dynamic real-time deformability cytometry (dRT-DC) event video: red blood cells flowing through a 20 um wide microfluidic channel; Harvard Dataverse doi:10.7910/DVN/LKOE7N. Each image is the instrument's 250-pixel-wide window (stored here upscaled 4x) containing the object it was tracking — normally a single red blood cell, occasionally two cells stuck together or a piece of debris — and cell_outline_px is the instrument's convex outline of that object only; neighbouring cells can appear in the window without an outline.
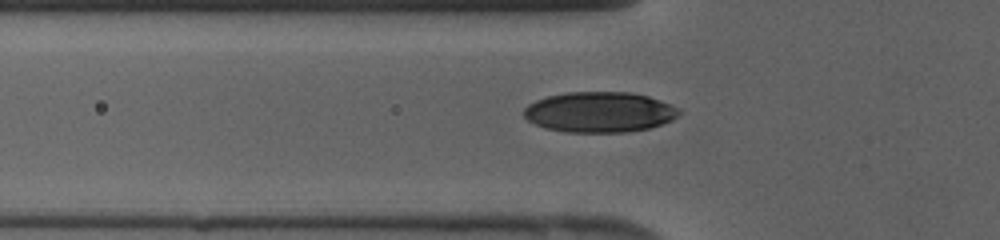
{"species": "human", "species_latin": "Homo sapiens", "temperature_condition": "cold", "stored_images_in_passage": 28, "camera_frame_rate_fps": 3000, "um_per_image_px": 0.085, "donor": {"sex": "female"}, "frame": {"image": 1, "passage_image": 3, "time_ms": 0.667, "image_size_px": [1000, 240], "cell_outline_px": [[680, 112], [672, 120], [648, 128], [624, 132], [564, 132], [544, 128], [528, 120], [524, 116], [524, 108], [528, 104], [536, 100], [548, 96], [568, 92], [632, 92], [648, 96], [672, 104], [680, 108]], "centroid_in_image_um": [50.95, 9.52], "position_along_channel_um": 74.8, "area_um2": 36.59}}
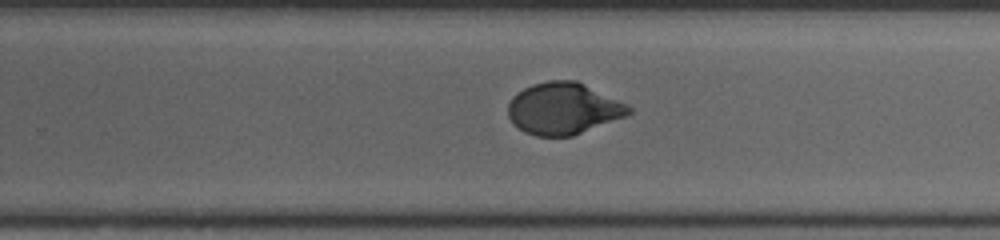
{"frame": {"image": 2, "passage_image": 16, "time_ms": 5.0, "image_size_px": [1000, 240], "cell_outline_px": [[632, 112], [624, 116], [572, 136], [536, 136], [524, 132], [508, 116], [508, 104], [512, 96], [524, 88], [532, 84], [548, 80], [576, 80], [628, 104], [632, 108]], "centroid_in_image_um": [47.88, 9.21], "position_along_channel_um": 281.9, "area_um2": 36.13}}
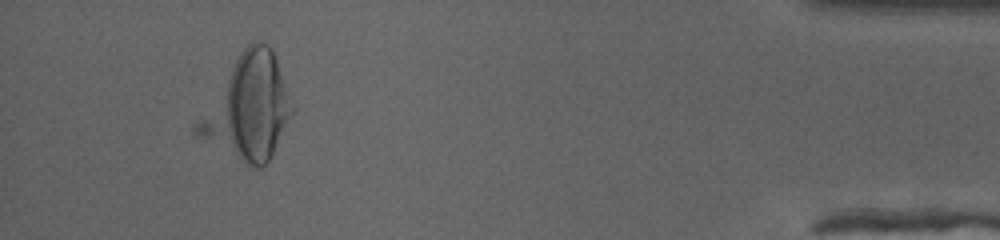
{"frame": {"image": 3, "passage_image": 28, "time_ms": 9.0, "image_size_px": [1000, 240], "cell_outline_px": [[296, 112], [268, 160], [260, 168], [256, 168], [248, 164], [196, 136], [192, 132], [192, 128], [240, 52], [252, 40], [260, 40], [268, 44], [272, 48], [296, 108]], "centroid_in_image_um": [21.14, 9.13], "position_along_channel_um": 414.1, "area_um2": 56.88}}